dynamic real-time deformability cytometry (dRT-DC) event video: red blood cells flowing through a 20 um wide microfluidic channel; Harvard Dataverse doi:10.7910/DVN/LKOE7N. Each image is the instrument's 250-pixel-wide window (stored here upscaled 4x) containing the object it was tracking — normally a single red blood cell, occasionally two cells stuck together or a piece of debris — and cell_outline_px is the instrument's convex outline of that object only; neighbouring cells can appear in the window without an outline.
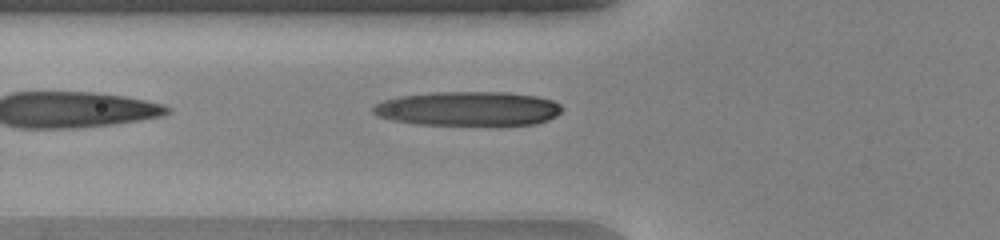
{"species": "human", "species_latin": "Homo sapiens", "temperature_condition": "warm", "stored_images_in_passage": 33, "camera_frame_rate_fps": 3000, "um_per_image_px": 0.085, "donor": {"sex": "female"}, "frame": {"image": 1, "passage_image": 3, "time_ms": 0.667, "image_size_px": [1000, 240], "cell_outline_px": [[564, 108], [556, 116], [548, 120], [536, 124], [500, 128], [488, 128], [416, 124], [392, 120], [376, 116], [372, 112], [372, 104], [384, 100], [400, 96], [436, 92], [508, 92], [536, 96], [552, 100], [560, 104]], "centroid_in_image_um": [39.83, 9.29], "position_along_channel_um": 86.0, "area_um2": 39.59}}
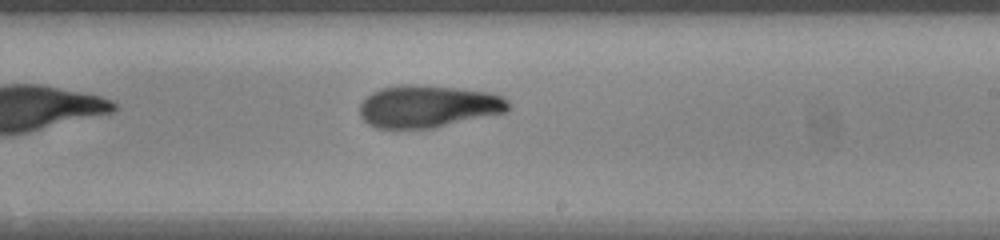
{"frame": {"image": 2, "passage_image": 15, "time_ms": 4.667, "image_size_px": [1000, 240], "cell_outline_px": [[508, 112], [436, 128], [376, 128], [368, 124], [360, 116], [360, 104], [372, 92], [380, 88], [400, 84], [412, 84], [460, 88], [492, 92], [504, 96], [508, 100]], "centroid_in_image_um": [36.42, 9.04], "position_along_channel_um": 252.6, "area_um2": 37.11}}
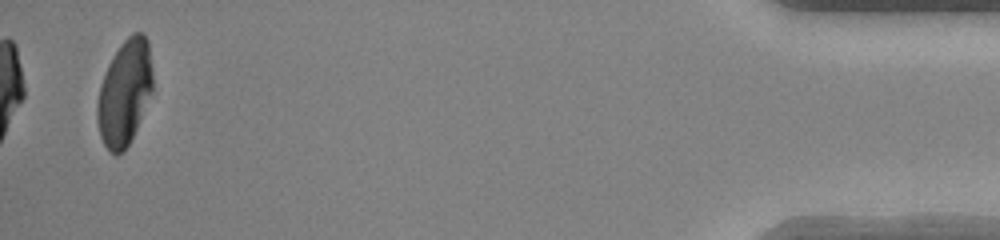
{"frame": {"image": 3, "passage_image": 33, "time_ms": 10.667, "image_size_px": [1000, 240], "cell_outline_px": [[152, 92], [136, 128], [124, 152], [116, 156], [108, 152], [100, 136], [96, 120], [96, 104], [100, 84], [108, 64], [120, 44], [132, 32], [140, 32], [148, 40], [152, 68]], "centroid_in_image_um": [10.57, 7.89], "position_along_channel_um": 424.6, "area_um2": 34.22}, "authors_computed_cell_mechanics": {"area_um2": 36.8186, "velocity_mm_per_s": 4.1612, "shape_relaxation_time_tau1_ms": 8.6057, "shape_relaxation_time_tau2_ms": 1.302, "deformation_change_tau1": 0.3266, "deformation_change_tau2": 0.0793}}